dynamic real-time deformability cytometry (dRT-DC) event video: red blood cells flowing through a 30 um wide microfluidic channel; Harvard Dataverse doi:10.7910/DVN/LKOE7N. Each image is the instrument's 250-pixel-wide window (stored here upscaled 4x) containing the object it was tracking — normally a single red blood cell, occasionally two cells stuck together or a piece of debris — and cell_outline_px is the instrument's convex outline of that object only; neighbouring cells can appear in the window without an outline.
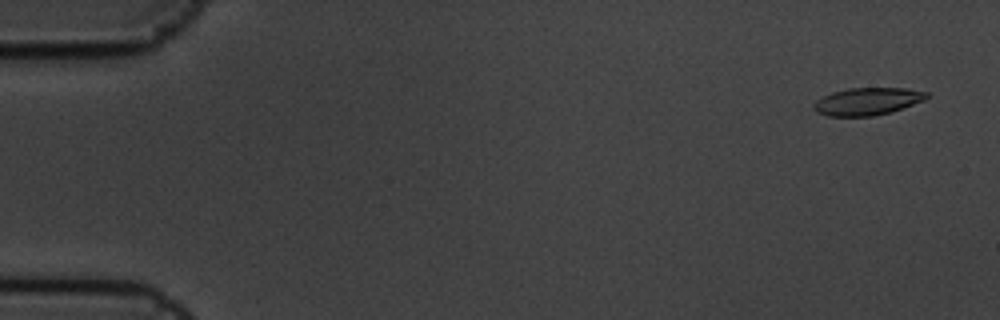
{"species": "common noctule bat (a hibernating species)", "species_latin": "Nyctalus noctula", "temperature_condition": "cold", "stored_images_in_passage": 12, "camera_frame_rate_fps": 3000, "um_per_image_px": 0.085, "animal": {"sex": "male", "body_mass_g": 19.5, "forearm_length_mm": 54.6}, "frame": {"image": 1, "passage_image": 1, "time_ms": 0.0, "image_size_px": [1000, 320], "cell_outline_px": [[928, 96], [924, 100], [892, 112], [872, 116], [828, 116], [816, 112], [812, 108], [812, 104], [816, 100], [832, 92], [848, 88], [908, 88], [928, 92]], "centroid_in_image_um": [73.71, 8.62], "position_along_channel_um": 11.3, "area_um2": 18.15}}
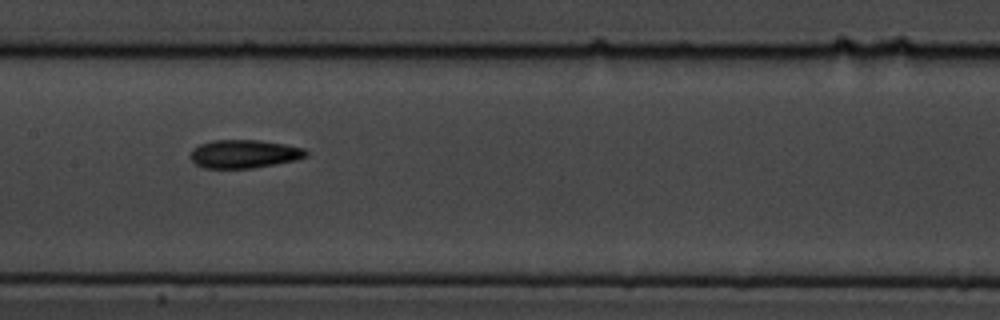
{"frame": {"image": 2, "passage_image": 8, "time_ms": 2.333, "image_size_px": [1000, 320], "cell_outline_px": [[308, 156], [296, 160], [276, 164], [252, 168], [204, 168], [196, 164], [188, 156], [192, 148], [200, 144], [212, 140], [260, 140], [284, 144], [304, 148], [308, 152]], "centroid_in_image_um": [20.74, 13.08], "position_along_channel_um": 186.7, "area_um2": 19.25}}
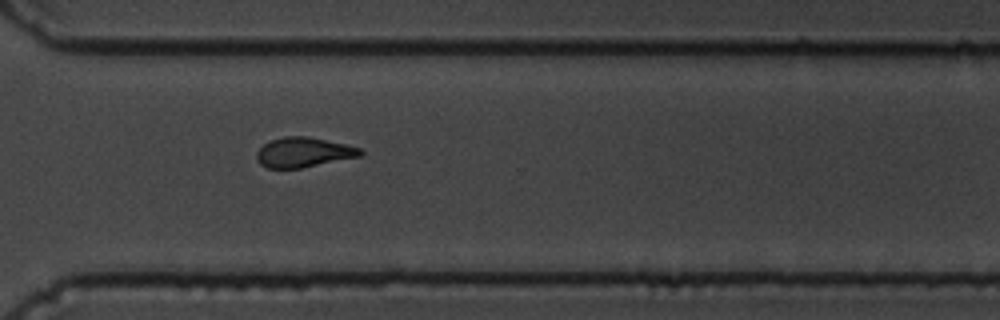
{"frame": {"image": 3, "passage_image": 12, "time_ms": 3.667, "image_size_px": [1000, 320], "cell_outline_px": [[364, 152], [360, 156], [300, 168], [268, 168], [260, 164], [256, 156], [256, 152], [264, 144], [272, 140], [284, 136], [308, 136], [344, 144], [360, 148]], "centroid_in_image_um": [25.78, 12.94], "position_along_channel_um": 344.8, "area_um2": 17.8}}